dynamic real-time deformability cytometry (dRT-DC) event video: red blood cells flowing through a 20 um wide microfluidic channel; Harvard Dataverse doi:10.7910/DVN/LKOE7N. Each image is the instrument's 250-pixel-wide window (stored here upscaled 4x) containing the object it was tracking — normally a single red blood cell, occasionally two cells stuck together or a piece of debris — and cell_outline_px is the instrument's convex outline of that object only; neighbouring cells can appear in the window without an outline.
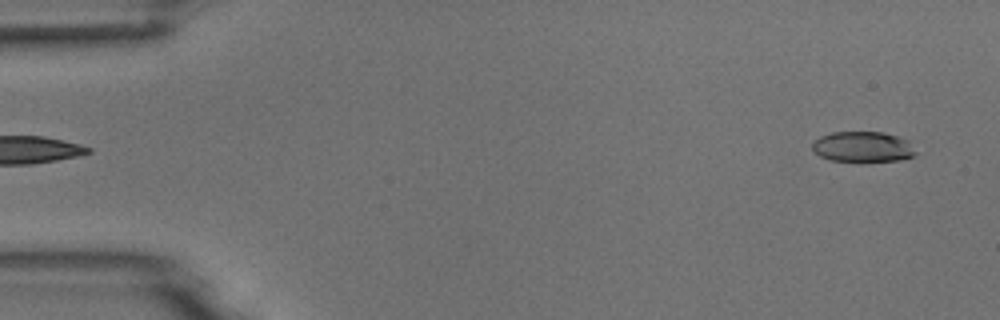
{"species": "common noctule bat (a hibernating species)", "species_latin": "Nyctalus noctula", "temperature_condition": "room temperature", "stored_images_in_passage": 3, "segment_of_instrument_passage": [2, 2], "camera_frame_rate_fps": 3000, "um_per_image_px": 0.085, "animal": {"sex": "male", "body_mass_g": 18.8}, "frame": {"image": 1, "passage_image": 3, "time_ms": 3.0, "image_size_px": [1000, 320], "cell_outline_px": [[916, 156], [900, 160], [860, 164], [832, 160], [820, 156], [812, 148], [812, 144], [820, 136], [832, 132], [884, 132], [908, 140], [916, 152]], "centroid_in_image_um": [73.37, 12.52], "position_along_channel_um": 11.6, "area_um2": 19.02}}